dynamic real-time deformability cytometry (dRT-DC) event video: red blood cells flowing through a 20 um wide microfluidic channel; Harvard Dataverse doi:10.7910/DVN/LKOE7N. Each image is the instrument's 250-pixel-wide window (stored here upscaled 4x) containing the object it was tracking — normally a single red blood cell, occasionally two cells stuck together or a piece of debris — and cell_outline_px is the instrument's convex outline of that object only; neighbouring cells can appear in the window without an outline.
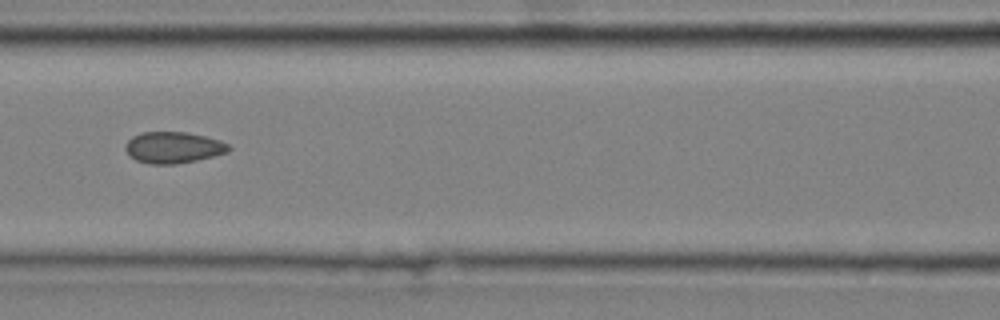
{"species": "common noctule bat (a hibernating species)", "species_latin": "Nyctalus noctula", "temperature_condition": "cold", "stored_images_in_passage": 9, "camera_frame_rate_fps": 3000, "um_per_image_px": 0.085, "animal": {"sex": "male", "body_mass_g": 20.4}, "frame": {"image": 1, "passage_image": 6, "time_ms": 1.667, "image_size_px": [1000, 320], "cell_outline_px": [[232, 148], [228, 152], [196, 160], [176, 164], [148, 164], [136, 160], [128, 156], [124, 148], [124, 144], [132, 136], [144, 132], [184, 132], [204, 136], [220, 140], [228, 144]], "centroid_in_image_um": [14.69, 12.54], "position_along_channel_um": 151.9, "area_um2": 18.96}}
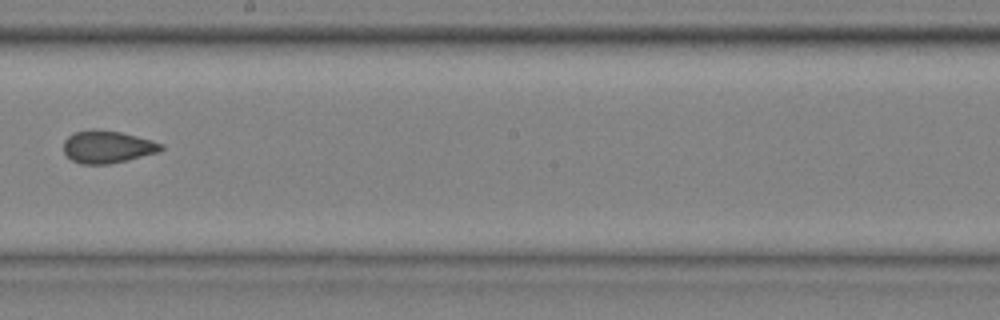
{"frame": {"image": 2, "passage_image": 8, "time_ms": 2.333, "image_size_px": [1000, 320], "cell_outline_px": [[164, 148], [160, 152], [128, 160], [108, 164], [80, 164], [72, 160], [64, 152], [64, 140], [68, 136], [76, 132], [92, 128], [120, 132], [152, 140], [164, 144]], "centroid_in_image_um": [9.15, 12.48], "position_along_channel_um": 239.0, "area_um2": 18.55}}
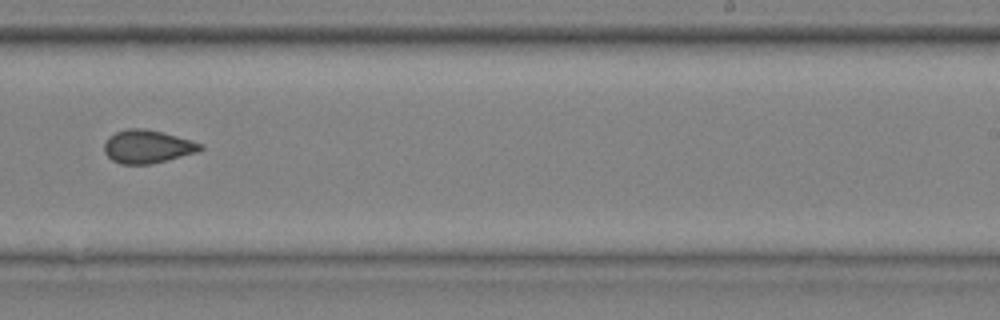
{"frame": {"image": 3, "passage_image": 9, "time_ms": 2.667, "image_size_px": [1000, 320], "cell_outline_px": [[204, 148], [196, 152], [148, 164], [120, 164], [112, 160], [104, 152], [104, 144], [108, 136], [116, 132], [128, 128], [144, 128], [164, 132], [192, 140], [204, 144]], "centroid_in_image_um": [12.52, 12.44], "position_along_channel_um": 276.5, "area_um2": 18.55}}